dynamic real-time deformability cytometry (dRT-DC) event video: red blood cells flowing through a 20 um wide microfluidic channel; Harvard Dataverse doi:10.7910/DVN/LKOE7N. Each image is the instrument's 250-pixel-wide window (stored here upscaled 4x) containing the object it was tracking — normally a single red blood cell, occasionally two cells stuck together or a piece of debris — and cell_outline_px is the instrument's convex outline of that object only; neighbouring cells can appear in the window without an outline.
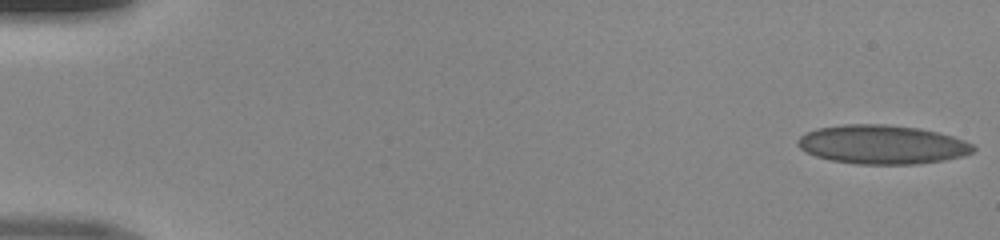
{"species": "human", "species_latin": "Homo sapiens", "temperature_condition": "room temperature", "stored_images_in_passage": 50, "camera_frame_rate_fps": 3000, "um_per_image_px": 0.085, "donor": {"sex": "male"}, "frame": {"image": 1, "passage_image": 1, "time_ms": 0.0, "image_size_px": [1000, 240], "cell_outline_px": [[976, 148], [972, 152], [964, 156], [944, 160], [916, 164], [856, 164], [832, 160], [816, 156], [800, 148], [796, 144], [796, 140], [800, 136], [816, 128], [844, 124], [884, 124], [920, 128], [952, 136], [964, 140], [972, 144]], "centroid_in_image_um": [74.98, 12.28], "position_along_channel_um": 10.0, "area_um2": 39.82}}
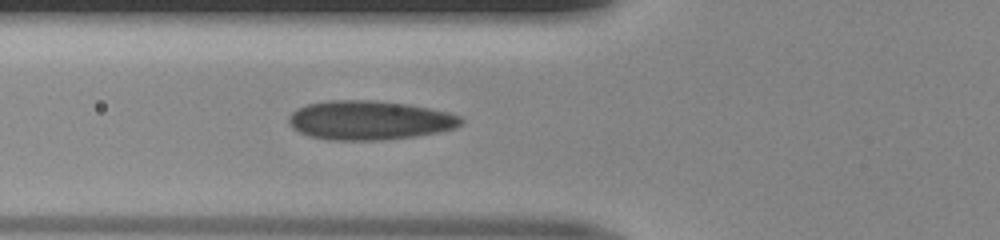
{"frame": {"image": 2, "passage_image": 19, "time_ms": 6.0, "image_size_px": [1000, 240], "cell_outline_px": [[464, 120], [456, 128], [440, 132], [416, 136], [384, 140], [328, 140], [308, 136], [292, 128], [288, 124], [288, 116], [296, 108], [308, 104], [328, 100], [376, 100], [408, 104], [448, 112], [460, 116]], "centroid_in_image_um": [31.38, 10.22], "position_along_channel_um": 94.4, "area_um2": 39.65}}
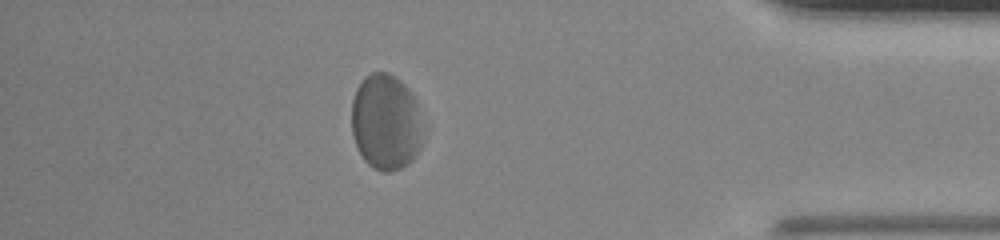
{"frame": {"image": 3, "passage_image": 44, "time_ms": 14.333, "image_size_px": [1000, 240], "cell_outline_px": [[424, 136], [420, 148], [412, 160], [408, 164], [392, 172], [380, 172], [372, 168], [364, 160], [356, 148], [352, 136], [352, 100], [356, 88], [364, 76], [372, 72], [388, 72], [400, 80], [412, 92], [416, 100]], "centroid_in_image_um": [32.79, 10.4], "position_along_channel_um": 402.4, "area_um2": 40.63}}